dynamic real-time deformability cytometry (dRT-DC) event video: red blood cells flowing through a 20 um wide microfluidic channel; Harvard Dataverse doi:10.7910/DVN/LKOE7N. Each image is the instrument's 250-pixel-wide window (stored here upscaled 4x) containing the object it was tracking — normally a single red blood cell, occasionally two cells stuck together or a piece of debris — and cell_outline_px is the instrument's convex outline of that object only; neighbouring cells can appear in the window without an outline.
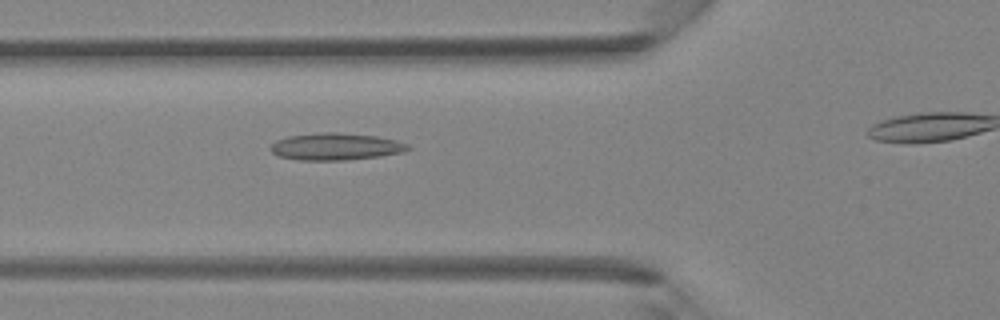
{"species": "Egyptian fruit bat (a non-hibernating species)", "species_latin": "Rousettus aegyptiacus", "temperature_condition": "room temperature", "stored_images_in_passage": 26, "camera_frame_rate_fps": 3000, "um_per_image_px": 0.085, "animal": {"sex": "female"}, "frame": {"image": 1, "passage_image": 5, "time_ms": 1.333, "image_size_px": [1000, 320], "cell_outline_px": [[412, 148], [404, 152], [380, 156], [344, 160], [300, 160], [280, 156], [272, 152], [268, 148], [276, 140], [288, 136], [324, 132], [336, 132], [376, 136], [396, 140], [408, 144]], "centroid_in_image_um": [28.55, 12.46], "position_along_channel_um": 97.3, "area_um2": 21.62}}
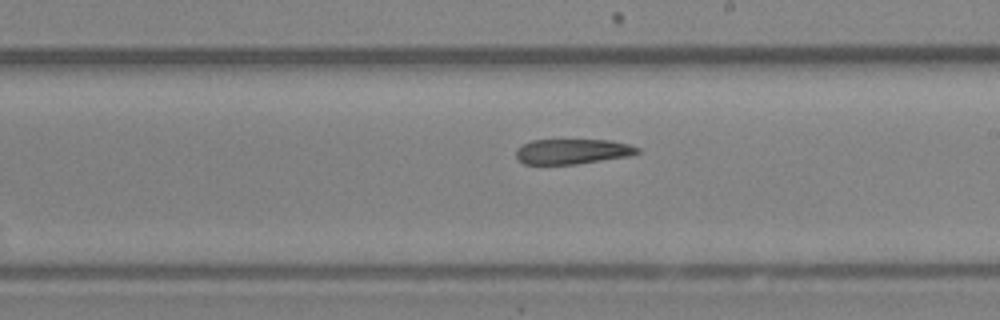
{"frame": {"image": 2, "passage_image": 14, "time_ms": 4.333, "image_size_px": [1000, 320], "cell_outline_px": [[640, 152], [628, 156], [576, 164], [524, 164], [516, 156], [516, 148], [532, 140], [612, 140], [628, 144], [640, 148]], "centroid_in_image_um": [48.66, 12.87], "position_along_channel_um": 240.3, "area_um2": 17.69}}
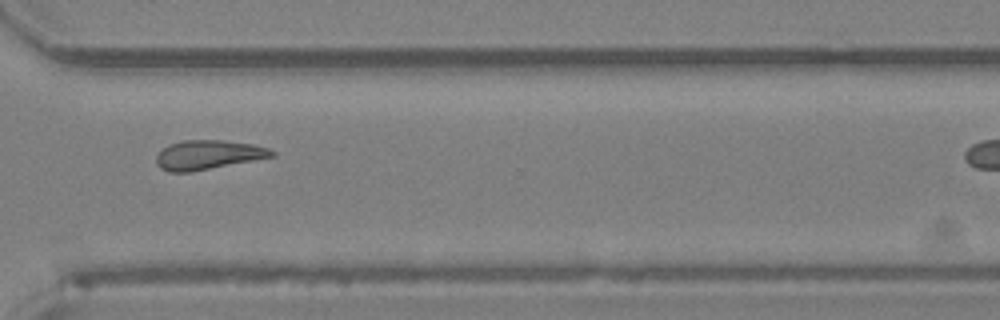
{"frame": {"image": 3, "passage_image": 21, "time_ms": 6.667, "image_size_px": [1000, 320], "cell_outline_px": [[276, 156], [192, 172], [168, 172], [160, 168], [156, 164], [156, 156], [168, 144], [184, 140], [224, 140], [252, 144], [268, 148], [276, 152]], "centroid_in_image_um": [17.69, 13.17], "position_along_channel_um": 352.9, "area_um2": 19.83}}